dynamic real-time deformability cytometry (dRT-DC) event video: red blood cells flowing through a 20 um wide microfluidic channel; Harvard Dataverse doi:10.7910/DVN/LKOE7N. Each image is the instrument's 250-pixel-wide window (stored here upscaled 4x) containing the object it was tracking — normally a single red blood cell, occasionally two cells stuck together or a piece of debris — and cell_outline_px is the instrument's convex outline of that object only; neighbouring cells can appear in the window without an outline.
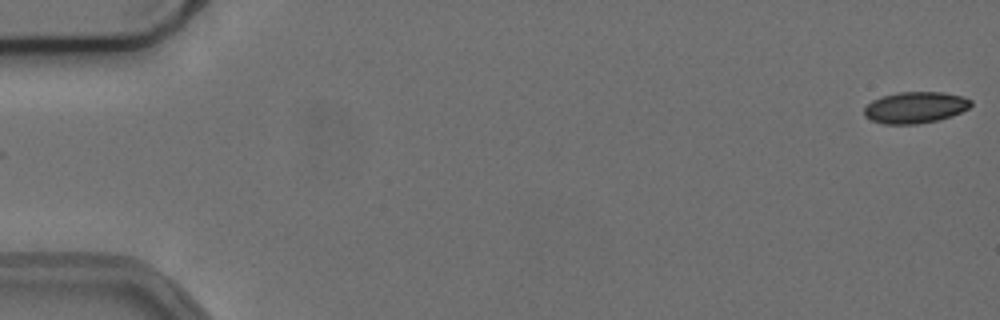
{"species": "common noctule bat (a hibernating species)", "species_latin": "Nyctalus noctula", "temperature_condition": "cold", "stored_images_in_passage": 8, "camera_frame_rate_fps": 3000, "um_per_image_px": 0.085, "animal": {"sex": "female", "body_mass_g": 24.6, "forearm_length_mm": 56.2}, "frame": {"image": 1, "passage_image": 1, "time_ms": 0.0, "image_size_px": [1000, 320], "cell_outline_px": [[972, 104], [968, 108], [952, 116], [940, 120], [916, 124], [884, 124], [872, 120], [864, 116], [864, 108], [872, 100], [884, 96], [900, 92], [944, 92], [960, 96], [972, 100]], "centroid_in_image_um": [77.8, 9.14], "position_along_channel_um": 7.2, "area_um2": 19.48}}